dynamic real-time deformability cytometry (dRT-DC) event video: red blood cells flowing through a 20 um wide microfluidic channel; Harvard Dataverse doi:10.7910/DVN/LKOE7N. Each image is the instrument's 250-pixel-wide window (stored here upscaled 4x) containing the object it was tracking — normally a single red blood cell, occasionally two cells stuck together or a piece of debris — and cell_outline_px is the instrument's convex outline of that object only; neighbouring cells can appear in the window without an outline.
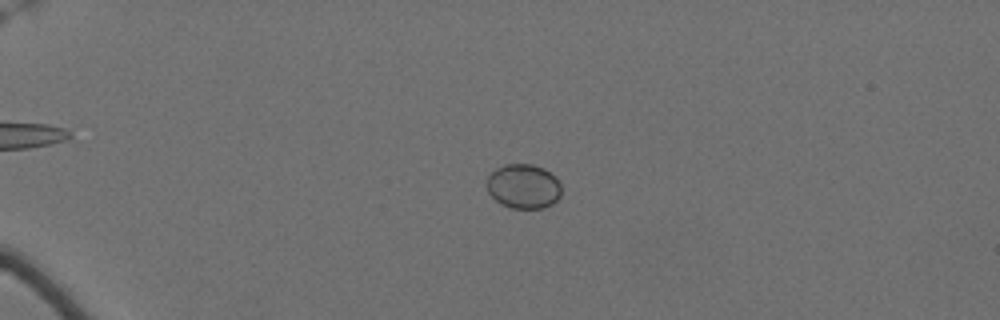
{"species": "Egyptian fruit bat (a non-hibernating species)", "species_latin": "Rousettus aegyptiacus", "temperature_condition": "cold", "stored_images_in_passage": 62, "camera_frame_rate_fps": 3000, "um_per_image_px": 0.085, "animal": {"sex": "female"}, "frame": {"image": 1, "passage_image": 18, "time_ms": 5.667, "image_size_px": [1000, 320], "cell_outline_px": [[560, 196], [552, 204], [544, 208], [512, 208], [500, 204], [488, 192], [488, 176], [496, 168], [504, 164], [532, 164], [544, 168], [556, 176], [560, 184]], "centroid_in_image_um": [44.51, 15.83], "position_along_channel_um": 40.5, "area_um2": 19.36}}
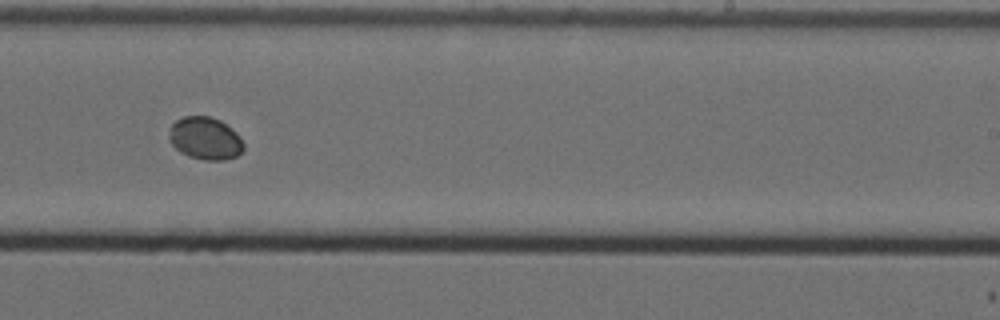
{"frame": {"image": 2, "passage_image": 43, "time_ms": 14.0, "image_size_px": [1000, 320], "cell_outline_px": [[244, 148], [236, 156], [224, 160], [204, 160], [188, 156], [180, 152], [168, 140], [168, 132], [172, 124], [176, 120], [184, 116], [208, 116], [220, 120], [232, 128], [240, 136], [244, 144]], "centroid_in_image_um": [17.43, 11.76], "position_along_channel_um": 271.6, "area_um2": 18.61}}
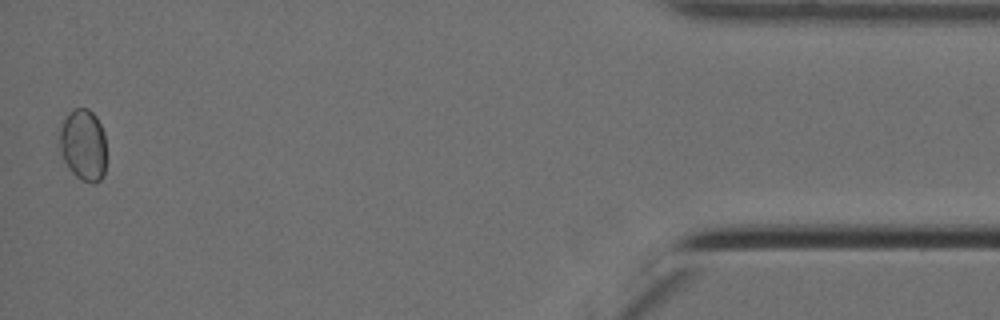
{"frame": {"image": 3, "passage_image": 62, "time_ms": 20.333, "image_size_px": [1000, 320], "cell_outline_px": [[104, 176], [100, 180], [92, 184], [80, 180], [68, 168], [56, 148], [60, 128], [68, 112], [76, 108], [88, 108], [96, 116], [104, 132]], "centroid_in_image_um": [7.02, 12.33], "position_along_channel_um": 428.2, "area_um2": 19.94}}